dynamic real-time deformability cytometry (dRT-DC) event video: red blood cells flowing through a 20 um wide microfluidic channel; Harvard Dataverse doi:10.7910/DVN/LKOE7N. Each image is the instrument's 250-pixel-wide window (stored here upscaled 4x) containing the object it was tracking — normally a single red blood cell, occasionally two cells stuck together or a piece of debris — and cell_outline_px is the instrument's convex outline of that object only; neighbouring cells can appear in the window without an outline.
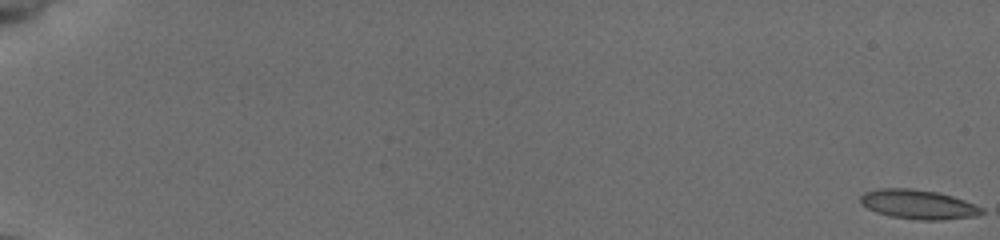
{"species": "common noctule bat (a hibernating species)", "species_latin": "Nyctalus noctula", "temperature_condition": "cold", "stored_images_in_passage": 8, "camera_frame_rate_fps": 3000, "um_per_image_px": 0.085, "animal": {"sex": "female", "body_mass_g": 19.5, "forearm_length_mm": 54.1}, "frame": {"image": 1, "passage_image": 1, "time_ms": 0.0, "image_size_px": [1000, 240], "cell_outline_px": [[984, 212], [976, 216], [940, 220], [916, 220], [892, 216], [876, 212], [860, 204], [860, 196], [864, 192], [880, 188], [908, 188], [936, 192], [952, 196], [976, 204], [984, 208]], "centroid_in_image_um": [78.05, 17.37], "position_along_channel_um": 6.9, "area_um2": 20.75}}